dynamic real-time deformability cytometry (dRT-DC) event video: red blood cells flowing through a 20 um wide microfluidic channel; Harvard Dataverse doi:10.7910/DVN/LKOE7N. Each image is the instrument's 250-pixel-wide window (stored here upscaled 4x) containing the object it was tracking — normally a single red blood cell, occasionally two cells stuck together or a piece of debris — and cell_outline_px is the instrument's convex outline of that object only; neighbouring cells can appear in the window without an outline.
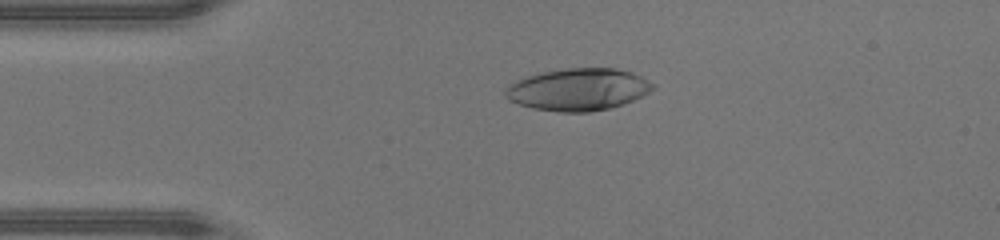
{"species": "human", "species_latin": "Homo sapiens", "temperature_condition": "warm", "stored_images_in_passage": 46, "camera_frame_rate_fps": 3000, "um_per_image_px": 0.085, "donor": {"sex": "male"}, "frame": {"image": 1, "passage_image": 10, "time_ms": 3.0, "image_size_px": [1000, 240], "cell_outline_px": [[656, 88], [624, 104], [592, 112], [560, 112], [532, 108], [508, 100], [504, 96], [504, 88], [508, 84], [524, 76], [544, 72], [568, 68], [616, 68], [632, 72], [656, 84]], "centroid_in_image_um": [49.12, 7.6], "position_along_channel_um": 35.9, "area_um2": 36.41}}
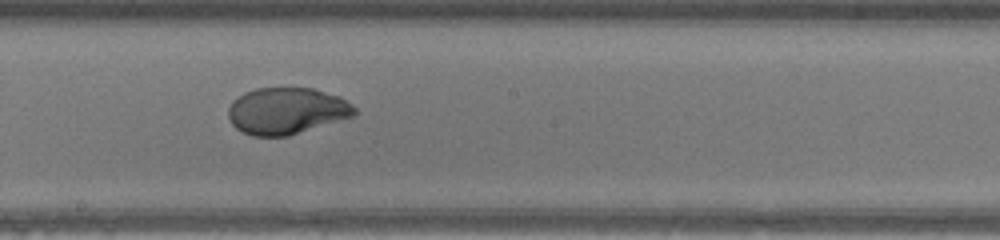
{"frame": {"image": 2, "passage_image": 25, "time_ms": 8.0, "image_size_px": [1000, 240], "cell_outline_px": [[356, 116], [288, 136], [252, 136], [236, 128], [232, 124], [228, 116], [228, 108], [232, 100], [244, 92], [256, 88], [312, 88], [340, 96], [352, 104], [356, 108]], "centroid_in_image_um": [24.38, 9.42], "position_along_channel_um": 223.8, "area_um2": 34.56}}
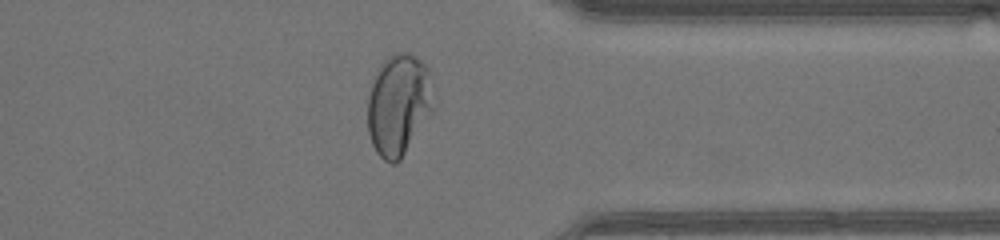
{"frame": {"image": 3, "passage_image": 36, "time_ms": 11.667, "image_size_px": [1000, 240], "cell_outline_px": [[436, 96], [432, 112], [400, 160], [396, 164], [392, 164], [384, 160], [376, 152], [372, 144], [368, 132], [368, 96], [372, 84], [380, 64], [392, 52], [408, 52], [420, 60], [428, 68]], "centroid_in_image_um": [33.91, 8.89], "position_along_channel_um": 377.5, "area_um2": 39.3}, "authors_computed_cell_mechanics": {"area_um2": 36.2406, "velocity_mm_per_s": 4.4206, "shape_relaxation_time_tau1_ms": 4.8932, "shape_relaxation_time_tau2_ms": null, "deformation_change_tau1": 0.2941, "deformation_change_tau2": null}}